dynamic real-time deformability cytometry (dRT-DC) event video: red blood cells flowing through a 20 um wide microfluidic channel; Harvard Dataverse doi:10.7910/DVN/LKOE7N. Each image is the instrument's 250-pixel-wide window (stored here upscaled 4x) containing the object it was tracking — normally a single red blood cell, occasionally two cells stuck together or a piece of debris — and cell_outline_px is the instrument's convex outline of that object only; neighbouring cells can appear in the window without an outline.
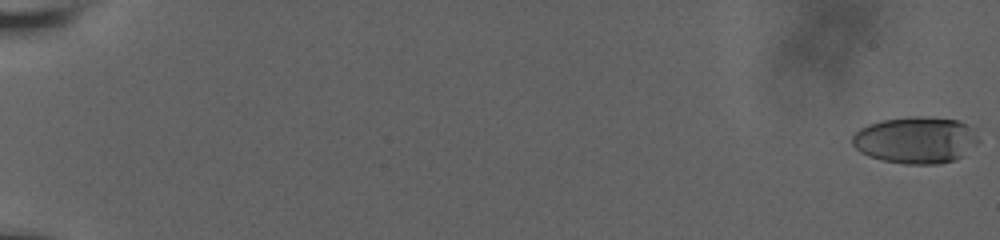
{"species": "human", "species_latin": "Homo sapiens", "temperature_condition": "room temperature", "stored_images_in_passage": 59, "camera_frame_rate_fps": 3000, "um_per_image_px": 0.085, "donor": {"sex": "male"}, "frame": {"image": 1, "passage_image": 1, "time_ms": 0.0, "image_size_px": [1000, 240], "cell_outline_px": [[980, 140], [976, 144], [960, 156], [952, 160], [940, 164], [904, 164], [880, 160], [868, 156], [860, 152], [852, 144], [852, 136], [860, 128], [868, 124], [880, 120], [908, 116], [928, 116], [956, 120], [976, 128]], "centroid_in_image_um": [77.83, 11.89], "position_along_channel_um": 7.2, "area_um2": 34.74}}
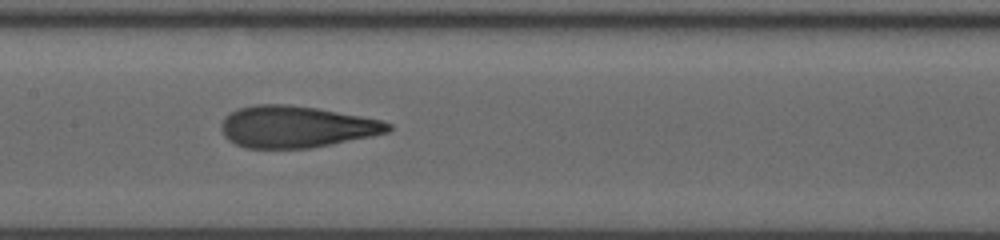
{"frame": {"image": 2, "passage_image": 33, "time_ms": 10.667, "image_size_px": [1000, 240], "cell_outline_px": [[392, 128], [388, 132], [372, 136], [308, 148], [244, 148], [228, 140], [224, 136], [220, 128], [220, 124], [224, 116], [236, 108], [256, 104], [288, 104], [316, 108], [360, 116], [380, 120], [392, 124]], "centroid_in_image_um": [25.11, 10.77], "position_along_channel_um": 182.3, "area_um2": 40.58}}
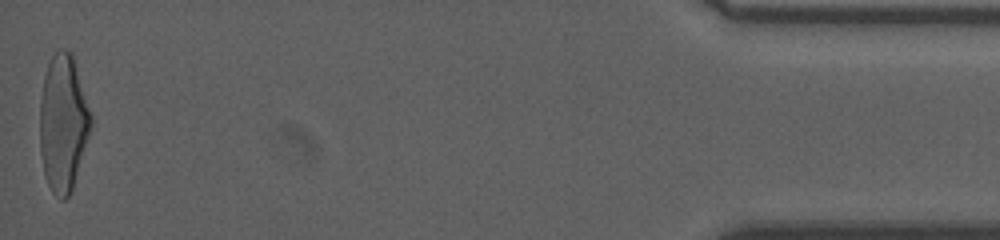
{"frame": {"image": 3, "passage_image": 59, "time_ms": 19.333, "image_size_px": [1000, 240], "cell_outline_px": [[92, 128], [72, 188], [68, 196], [64, 200], [60, 200], [52, 192], [44, 176], [40, 152], [40, 100], [44, 76], [48, 64], [52, 56], [60, 48], [64, 48], [72, 52], [92, 116]], "centroid_in_image_um": [5.37, 10.46], "position_along_channel_um": 429.8, "area_um2": 40.86}, "authors_computed_cell_mechanics": {"area_um2": 39.2462, "velocity_mm_per_s": 3.8151, "shape_relaxation_time_tau1_ms": 9.5885, "shape_relaxation_time_tau2_ms": 0.9845, "deformation_change_tau1": 0.337, "deformation_change_tau2": 0.0982}}